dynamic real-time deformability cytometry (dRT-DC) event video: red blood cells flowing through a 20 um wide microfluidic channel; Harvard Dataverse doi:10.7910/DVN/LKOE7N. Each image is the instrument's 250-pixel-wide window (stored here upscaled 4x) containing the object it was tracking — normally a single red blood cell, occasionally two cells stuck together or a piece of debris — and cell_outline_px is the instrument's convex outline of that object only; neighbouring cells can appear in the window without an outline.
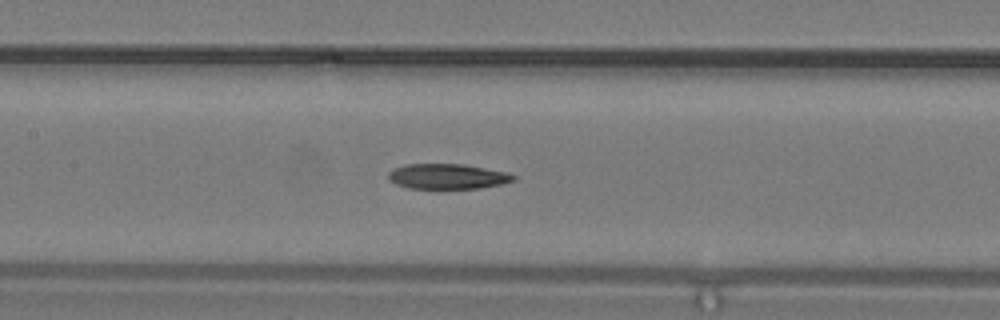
{"species": "common noctule bat (a hibernating species)", "species_latin": "Nyctalus noctula", "temperature_condition": "warm", "stored_images_in_passage": 14, "camera_frame_rate_fps": 3000, "um_per_image_px": 0.085, "animal": {"sex": "male", "body_mass_g": 19.2, "forearm_length_mm": 51.8}, "frame": {"image": 1, "passage_image": 12, "time_ms": 3.667, "image_size_px": [1000, 320], "cell_outline_px": [[516, 180], [500, 184], [480, 188], [408, 188], [396, 184], [388, 180], [388, 172], [392, 168], [404, 164], [464, 164], [508, 172], [516, 176]], "centroid_in_image_um": [38.01, 14.98], "position_along_channel_um": 169.4, "area_um2": 18.5}}
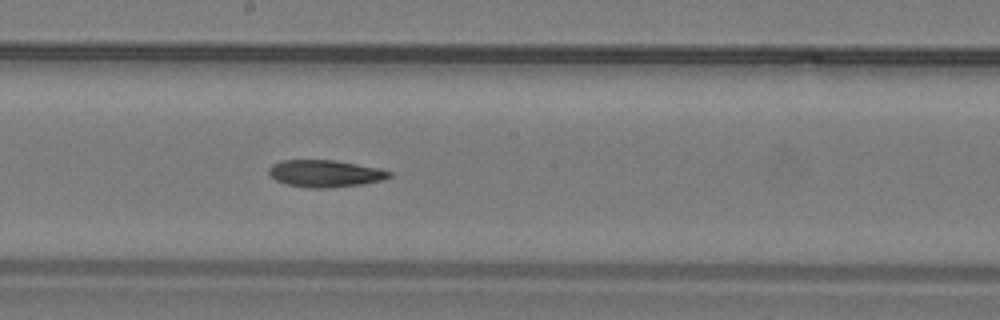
{"frame": {"image": 2, "passage_image": 14, "time_ms": 4.333, "image_size_px": [1000, 320], "cell_outline_px": [[392, 176], [380, 180], [364, 184], [328, 188], [308, 188], [288, 184], [276, 180], [268, 172], [268, 168], [272, 164], [280, 160], [336, 160], [380, 168], [392, 172]], "centroid_in_image_um": [27.64, 14.74], "position_along_channel_um": 220.6, "area_um2": 19.07}}